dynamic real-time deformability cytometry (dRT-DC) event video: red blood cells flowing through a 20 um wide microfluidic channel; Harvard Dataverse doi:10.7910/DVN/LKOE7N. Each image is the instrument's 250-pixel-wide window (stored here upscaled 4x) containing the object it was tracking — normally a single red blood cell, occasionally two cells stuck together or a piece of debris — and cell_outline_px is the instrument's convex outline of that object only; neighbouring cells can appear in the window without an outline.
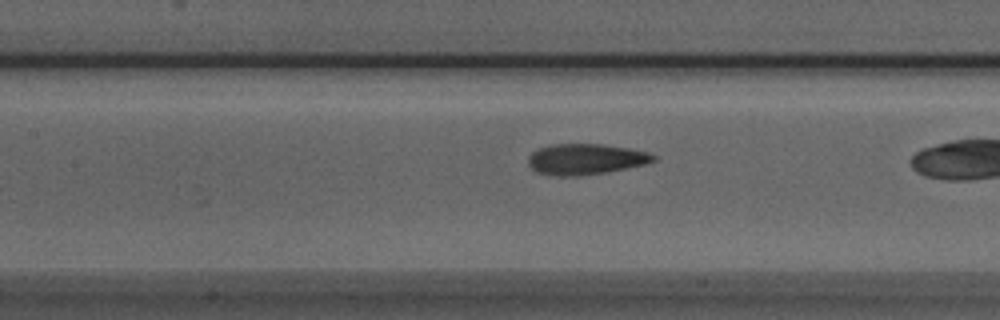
{"species": "Egyptian fruit bat (a non-hibernating species)", "species_latin": "Rousettus aegyptiacus", "temperature_condition": "room temperature", "stored_images_in_passage": 22, "camera_frame_rate_fps": 3000, "um_per_image_px": 0.085, "animal": {"sex": "male"}, "frame": {"image": 1, "passage_image": 5, "time_ms": 1.333, "image_size_px": [1000, 320], "cell_outline_px": [[656, 160], [644, 164], [608, 172], [580, 176], [556, 176], [536, 172], [528, 164], [528, 156], [532, 152], [540, 148], [552, 144], [600, 144], [628, 148], [648, 152], [656, 156]], "centroid_in_image_um": [49.76, 13.54], "position_along_channel_um": 157.6, "area_um2": 22.48}}
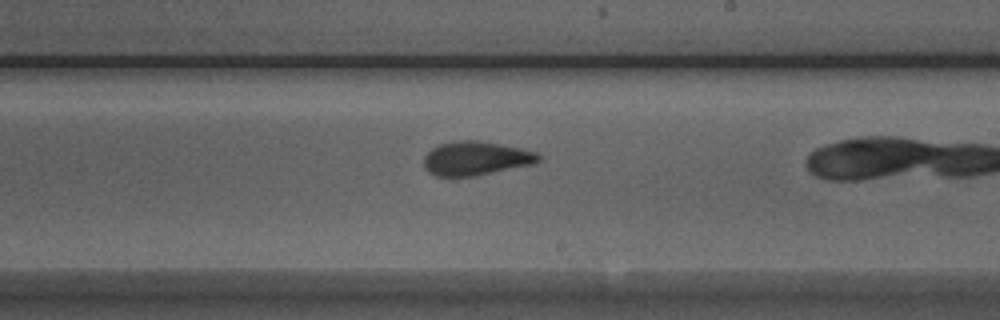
{"frame": {"image": 2, "passage_image": 12, "time_ms": 3.667, "image_size_px": [1000, 320], "cell_outline_px": [[540, 160], [532, 164], [476, 176], [436, 176], [428, 172], [424, 168], [424, 156], [432, 148], [440, 144], [452, 140], [476, 140], [524, 148], [536, 152], [540, 156]], "centroid_in_image_um": [40.43, 13.45], "position_along_channel_um": 248.6, "area_um2": 22.77}}
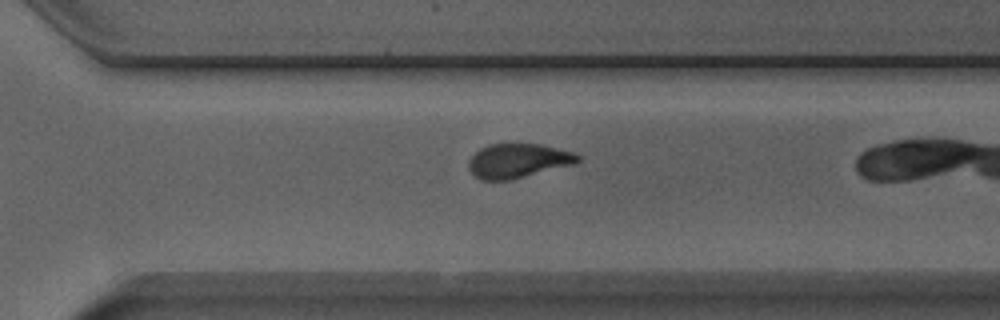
{"frame": {"image": 3, "passage_image": 18, "time_ms": 5.667, "image_size_px": [1000, 320], "cell_outline_px": [[580, 160], [572, 164], [508, 180], [480, 180], [468, 168], [468, 160], [480, 148], [488, 144], [540, 144], [572, 152], [580, 156]], "centroid_in_image_um": [43.98, 13.65], "position_along_channel_um": 326.6, "area_um2": 21.39}}